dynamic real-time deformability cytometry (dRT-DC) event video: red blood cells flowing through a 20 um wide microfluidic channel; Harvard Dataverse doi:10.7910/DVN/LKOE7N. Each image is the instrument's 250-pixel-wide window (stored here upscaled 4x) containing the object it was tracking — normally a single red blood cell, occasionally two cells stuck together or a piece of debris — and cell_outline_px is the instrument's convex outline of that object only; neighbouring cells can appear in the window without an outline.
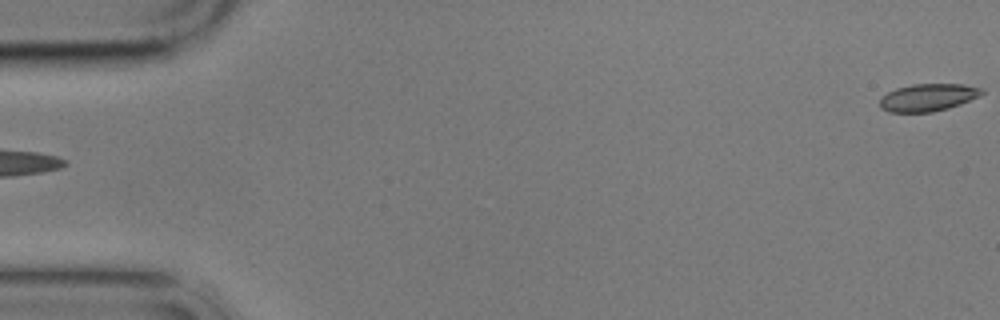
{"species": "common noctule bat (a hibernating species)", "species_latin": "Nyctalus noctula", "temperature_condition": "cold", "stored_images_in_passage": 5, "segment_of_instrument_passage": [2, 2], "camera_frame_rate_fps": 3000, "um_per_image_px": 0.085, "animal": {"sex": "male", "body_mass_g": 17.9}, "frame": {"image": 1, "passage_image": 5, "time_ms": 4.333, "image_size_px": [1000, 320], "cell_outline_px": [[984, 92], [980, 96], [960, 104], [948, 108], [932, 112], [888, 112], [880, 108], [880, 96], [896, 88], [912, 84], [964, 84], [984, 88]], "centroid_in_image_um": [78.88, 8.28], "position_along_channel_um": 6.1, "area_um2": 16.47}}